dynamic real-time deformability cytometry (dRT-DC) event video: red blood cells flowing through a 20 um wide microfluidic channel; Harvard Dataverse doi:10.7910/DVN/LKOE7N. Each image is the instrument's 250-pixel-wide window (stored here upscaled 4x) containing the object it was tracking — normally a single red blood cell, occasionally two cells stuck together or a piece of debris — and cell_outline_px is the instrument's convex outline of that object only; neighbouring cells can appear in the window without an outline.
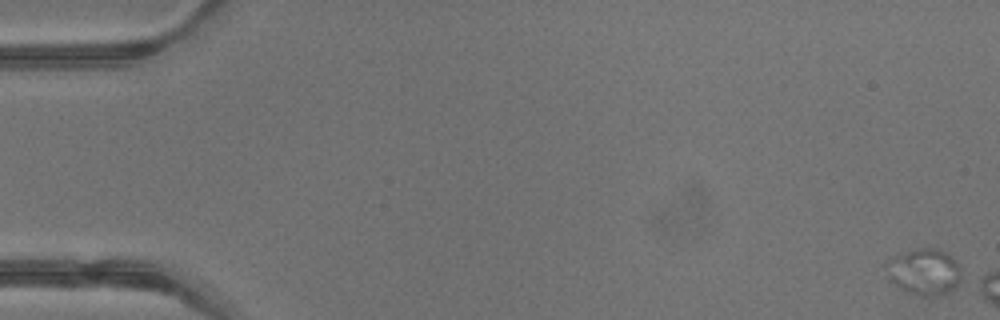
{"species": "common noctule bat (a hibernating species)", "species_latin": "Nyctalus noctula", "temperature_condition": "warm", "stored_images_in_passage": 9, "camera_frame_rate_fps": 3000, "um_per_image_px": 0.085, "animal": {"sex": "male", "body_mass_g": 13.3}, "frame": {"image": 1, "passage_image": 1, "time_ms": 0.0, "image_size_px": [1000, 320], "cell_outline_px": [[964, 280], [948, 292], [936, 296], [920, 296], [908, 292], [900, 288], [888, 280], [884, 264], [900, 252], [920, 248], [940, 248], [948, 252], [960, 264]], "centroid_in_image_um": [78.59, 23.09], "position_along_channel_um": 6.4, "area_um2": 21.04}}